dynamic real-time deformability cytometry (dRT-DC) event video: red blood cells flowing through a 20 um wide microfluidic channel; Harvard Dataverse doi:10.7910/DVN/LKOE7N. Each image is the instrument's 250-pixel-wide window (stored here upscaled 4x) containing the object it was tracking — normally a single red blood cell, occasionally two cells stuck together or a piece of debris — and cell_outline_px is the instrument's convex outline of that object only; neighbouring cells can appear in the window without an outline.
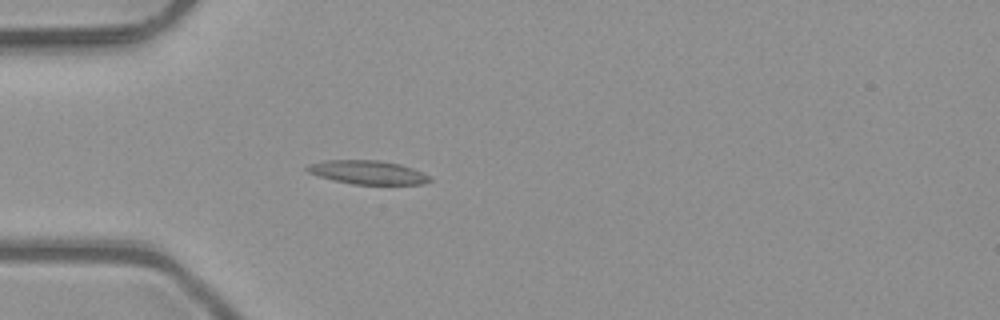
{"species": "common noctule bat (a hibernating species)", "species_latin": "Nyctalus noctula", "temperature_condition": "room temperature", "stored_images_in_passage": 39, "camera_frame_rate_fps": 3000, "um_per_image_px": 0.085, "animal": {"sex": "male", "body_mass_g": 23.1, "forearm_length_mm": 52.7}, "frame": {"image": 1, "passage_image": 6, "time_ms": 1.667, "image_size_px": [1000, 320], "cell_outline_px": [[432, 180], [424, 184], [352, 184], [320, 176], [308, 172], [304, 168], [308, 164], [324, 160], [380, 160], [400, 164], [412, 168], [428, 176]], "centroid_in_image_um": [31.23, 14.64], "position_along_channel_um": 53.8, "area_um2": 16.76}}
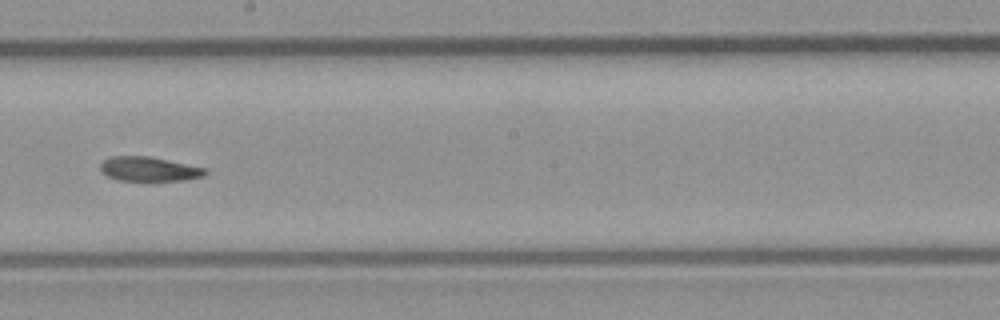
{"frame": {"image": 2, "passage_image": 20, "time_ms": 6.333, "image_size_px": [1000, 320], "cell_outline_px": [[208, 172], [204, 176], [184, 180], [152, 184], [116, 180], [100, 172], [100, 164], [104, 160], [112, 156], [148, 156], [208, 168]], "centroid_in_image_um": [12.68, 14.43], "position_along_channel_um": 235.5, "area_um2": 15.9}}
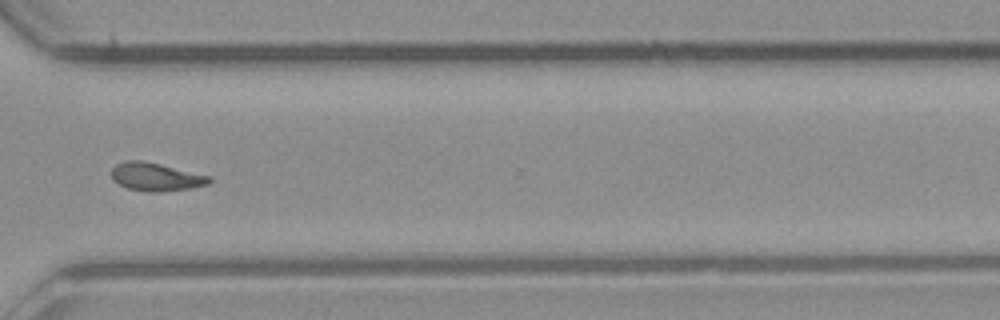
{"frame": {"image": 3, "passage_image": 29, "time_ms": 9.333, "image_size_px": [1000, 320], "cell_outline_px": [[212, 180], [208, 184], [192, 188], [160, 192], [148, 192], [128, 188], [112, 180], [112, 168], [116, 164], [124, 160], [144, 160], [212, 176]], "centroid_in_image_um": [13.27, 15.02], "position_along_channel_um": 357.3, "area_um2": 16.24}, "authors_computed_cell_mechanics": {"area_um2": 16.2996, "velocity_mm_per_s": 4.0548, "shape_relaxation_time_tau1_ms": null, "shape_relaxation_time_tau2_ms": 3.448, "deformation_change_tau1": null, "deformation_change_tau2": 0.0987}}